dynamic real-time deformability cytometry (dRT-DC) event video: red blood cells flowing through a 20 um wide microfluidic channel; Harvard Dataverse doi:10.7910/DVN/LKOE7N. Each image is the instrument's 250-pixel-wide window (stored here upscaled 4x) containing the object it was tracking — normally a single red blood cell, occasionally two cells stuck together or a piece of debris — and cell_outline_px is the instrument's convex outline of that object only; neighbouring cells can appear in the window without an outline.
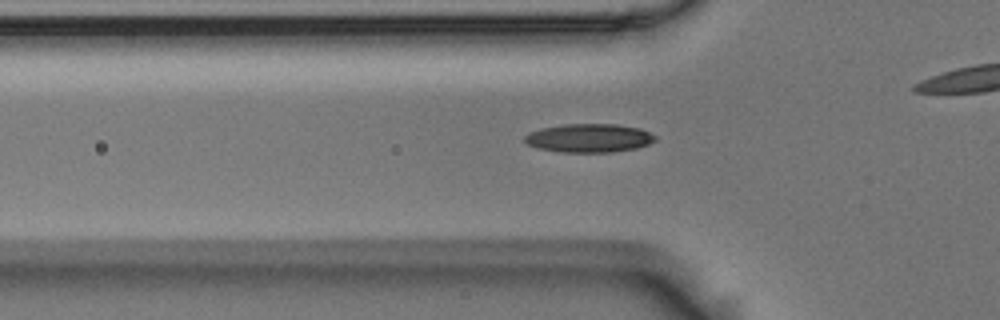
{"species": "Egyptian fruit bat (a non-hibernating species)", "species_latin": "Rousettus aegyptiacus", "temperature_condition": "room temperature", "stored_images_in_passage": 30, "camera_frame_rate_fps": 3000, "um_per_image_px": 0.085, "animal": {"sex": "male"}, "frame": {"image": 1, "passage_image": 3, "time_ms": 0.667, "image_size_px": [1000, 320], "cell_outline_px": [[656, 140], [648, 144], [636, 148], [612, 152], [560, 152], [540, 148], [528, 144], [524, 140], [524, 136], [540, 128], [564, 124], [616, 124], [640, 128], [656, 136]], "centroid_in_image_um": [50.09, 11.73], "position_along_channel_um": 75.7, "area_um2": 21.62}}
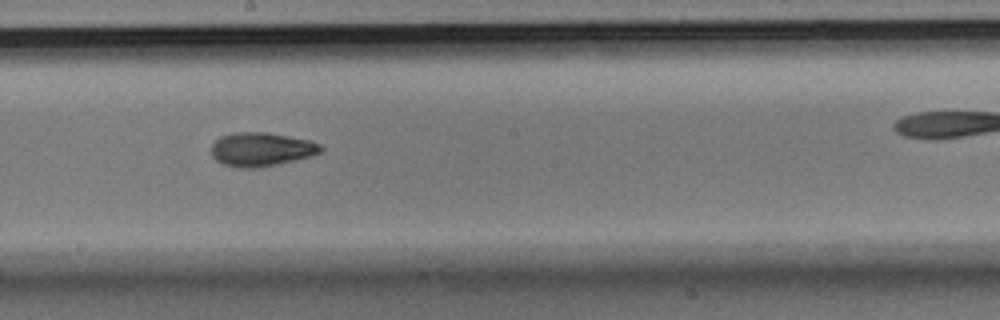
{"frame": {"image": 2, "passage_image": 15, "time_ms": 4.667, "image_size_px": [1000, 320], "cell_outline_px": [[324, 148], [320, 152], [312, 156], [296, 160], [256, 168], [240, 168], [224, 164], [216, 160], [212, 156], [212, 144], [220, 136], [232, 132], [268, 132], [308, 140], [320, 144]], "centroid_in_image_um": [22.2, 12.69], "position_along_channel_um": 226.0, "area_um2": 21.56}}
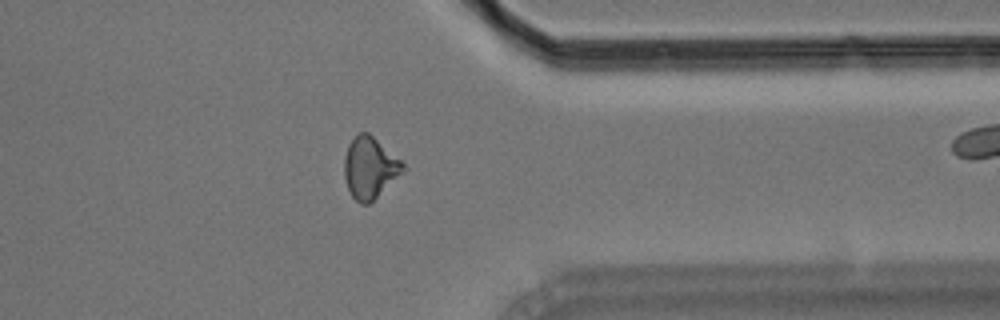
{"frame": {"image": 3, "passage_image": 28, "time_ms": 9.0, "image_size_px": [1000, 320], "cell_outline_px": [[404, 172], [368, 204], [360, 204], [352, 196], [348, 188], [344, 176], [344, 156], [348, 144], [360, 132], [368, 132], [400, 160], [404, 164]], "centroid_in_image_um": [31.41, 14.26], "position_along_channel_um": 380.0, "area_um2": 20.69}}